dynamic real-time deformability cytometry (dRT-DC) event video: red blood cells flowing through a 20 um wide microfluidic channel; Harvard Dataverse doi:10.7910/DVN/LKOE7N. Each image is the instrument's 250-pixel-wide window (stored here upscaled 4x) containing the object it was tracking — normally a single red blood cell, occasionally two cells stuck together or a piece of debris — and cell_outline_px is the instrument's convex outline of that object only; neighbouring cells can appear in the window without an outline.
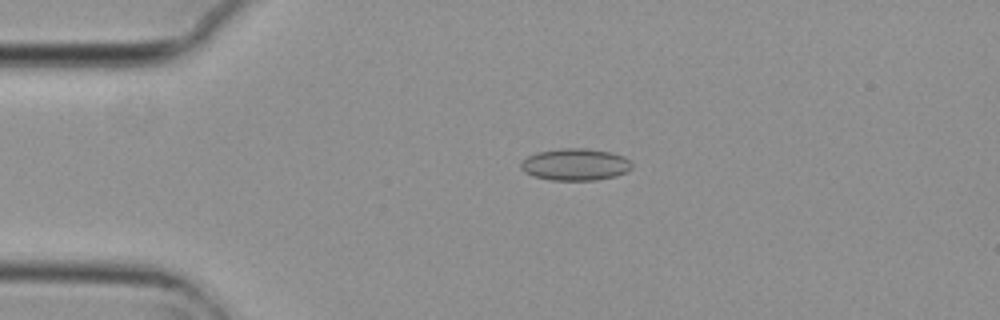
{"species": "common noctule bat (a hibernating species)", "species_latin": "Nyctalus noctula", "temperature_condition": "cold", "stored_images_in_passage": 5, "camera_frame_rate_fps": 3000, "um_per_image_px": 0.085, "animal": {"sex": "female", "body_mass_g": 29.2, "forearm_length_mm": 56.3}, "frame": {"image": 1, "passage_image": 4, "time_ms": 1.0, "image_size_px": [1000, 320], "cell_outline_px": [[632, 168], [628, 172], [616, 176], [596, 180], [552, 180], [532, 176], [524, 172], [520, 168], [520, 164], [528, 156], [536, 152], [560, 148], [584, 148], [612, 152], [624, 156], [632, 164]], "centroid_in_image_um": [48.91, 13.98], "position_along_channel_um": 36.1, "area_um2": 20.87}}